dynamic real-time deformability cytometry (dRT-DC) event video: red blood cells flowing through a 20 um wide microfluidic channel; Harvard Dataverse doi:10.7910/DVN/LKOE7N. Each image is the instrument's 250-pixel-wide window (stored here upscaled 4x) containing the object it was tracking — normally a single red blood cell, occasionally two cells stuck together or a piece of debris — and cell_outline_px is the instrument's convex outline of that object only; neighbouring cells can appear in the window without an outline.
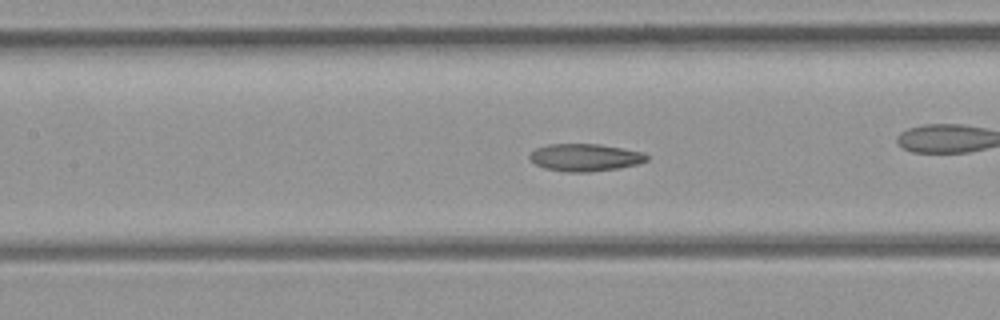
{"species": "common noctule bat (a hibernating species)", "species_latin": "Nyctalus noctula", "temperature_condition": "room temperature", "stored_images_in_passage": 8, "camera_frame_rate_fps": 3000, "um_per_image_px": 0.085, "animal": {"sex": "female", "body_mass_g": 21.9}, "frame": {"image": 1, "passage_image": 7, "time_ms": 2.0, "image_size_px": [1000, 320], "cell_outline_px": [[648, 160], [636, 164], [620, 168], [588, 172], [568, 172], [544, 168], [536, 164], [528, 156], [536, 148], [548, 144], [596, 144], [644, 152], [648, 156]], "centroid_in_image_um": [49.73, 13.39], "position_along_channel_um": 157.7, "area_um2": 18.55}}